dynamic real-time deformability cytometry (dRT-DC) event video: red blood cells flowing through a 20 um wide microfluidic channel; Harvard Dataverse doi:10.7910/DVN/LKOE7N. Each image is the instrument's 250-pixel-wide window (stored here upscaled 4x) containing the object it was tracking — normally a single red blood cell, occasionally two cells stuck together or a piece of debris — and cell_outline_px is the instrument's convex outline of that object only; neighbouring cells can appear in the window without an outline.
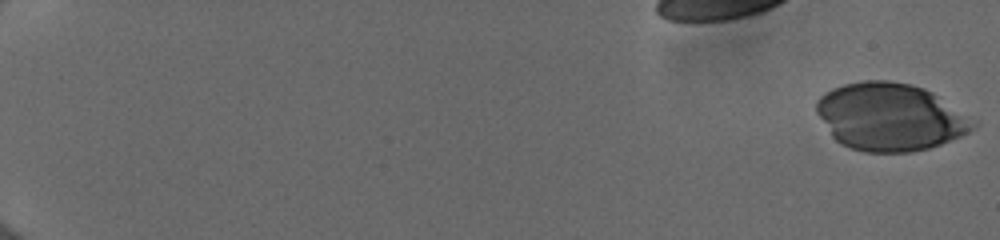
{"species": "human", "species_latin": "Homo sapiens", "temperature_condition": "cold", "stored_images_in_passage": 54, "camera_frame_rate_fps": 3000, "um_per_image_px": 0.085, "donor": {"sex": "female"}, "frame": {"image": 1, "passage_image": 1, "time_ms": 0.0, "image_size_px": [1000, 240], "cell_outline_px": [[976, 128], [960, 136], [940, 144], [928, 148], [908, 152], [864, 152], [840, 144], [832, 136], [816, 112], [816, 100], [824, 92], [832, 88], [844, 84], [864, 80], [888, 80], [908, 84], [924, 88], [932, 92], [976, 124]], "centroid_in_image_um": [75.58, 9.93], "position_along_channel_um": 9.4, "area_um2": 60.98}}